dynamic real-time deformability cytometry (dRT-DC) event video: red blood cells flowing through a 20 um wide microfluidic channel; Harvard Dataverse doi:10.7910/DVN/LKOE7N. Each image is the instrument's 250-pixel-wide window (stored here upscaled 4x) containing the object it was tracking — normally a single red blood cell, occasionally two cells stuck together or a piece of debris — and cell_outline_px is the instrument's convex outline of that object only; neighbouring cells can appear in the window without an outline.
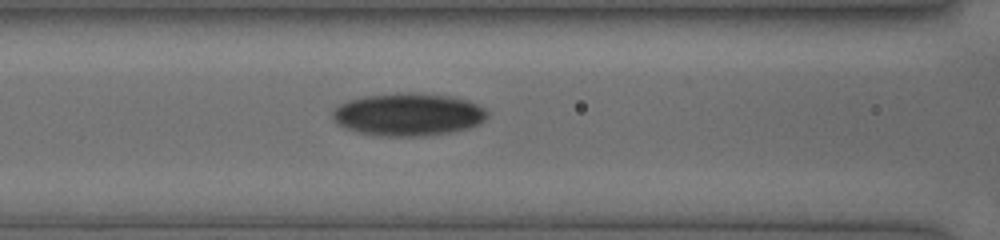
{"species": "human", "species_latin": "Homo sapiens", "temperature_condition": "cold", "stored_images_in_passage": 9, "camera_frame_rate_fps": 3000, "um_per_image_px": 0.085, "donor": {"sex": "female"}, "frame": {"image": 1, "passage_image": 6, "time_ms": 1.667, "image_size_px": [1000, 240], "cell_outline_px": [[488, 116], [480, 124], [468, 128], [452, 132], [424, 136], [380, 136], [356, 132], [336, 124], [332, 116], [332, 112], [340, 104], [348, 100], [364, 96], [400, 92], [412, 92], [452, 96], [468, 100], [484, 108], [488, 112]], "centroid_in_image_um": [34.7, 9.73], "position_along_channel_um": 131.9, "area_um2": 38.84}}
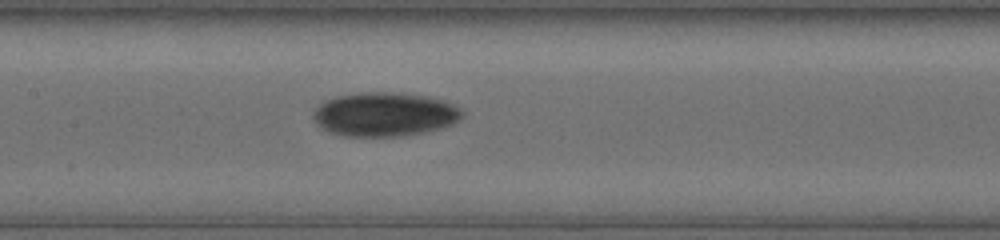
{"frame": {"image": 2, "passage_image": 9, "time_ms": 2.667, "image_size_px": [1000, 240], "cell_outline_px": [[464, 116], [460, 120], [444, 128], [424, 132], [400, 136], [344, 136], [328, 132], [316, 124], [312, 116], [312, 112], [324, 100], [336, 96], [360, 92], [400, 92], [428, 96], [444, 100], [460, 108], [464, 112]], "centroid_in_image_um": [32.7, 9.71], "position_along_channel_um": 174.7, "area_um2": 38.73}}